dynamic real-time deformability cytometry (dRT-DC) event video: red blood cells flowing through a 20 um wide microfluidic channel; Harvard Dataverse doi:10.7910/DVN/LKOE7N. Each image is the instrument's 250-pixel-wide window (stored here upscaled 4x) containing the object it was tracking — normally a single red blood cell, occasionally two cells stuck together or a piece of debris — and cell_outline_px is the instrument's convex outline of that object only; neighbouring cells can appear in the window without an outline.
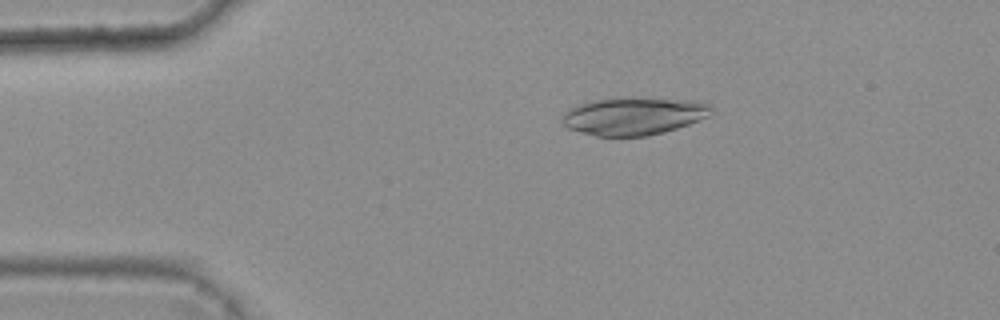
{"species": "common noctule bat (a hibernating species)", "species_latin": "Nyctalus noctula", "temperature_condition": "warm", "stored_images_in_passage": 5, "camera_frame_rate_fps": 3000, "um_per_image_px": 0.085, "animal": {"sex": "female", "body_mass_g": 25.1}, "frame": {"image": 1, "passage_image": 3, "time_ms": 0.667, "image_size_px": [1000, 320], "cell_outline_px": [[712, 108], [708, 116], [700, 120], [664, 132], [644, 136], [596, 136], [580, 132], [568, 128], [560, 120], [564, 112], [568, 108], [592, 100], [692, 100], [712, 104]], "centroid_in_image_um": [53.83, 9.91], "position_along_channel_um": 31.2, "area_um2": 31.73}}
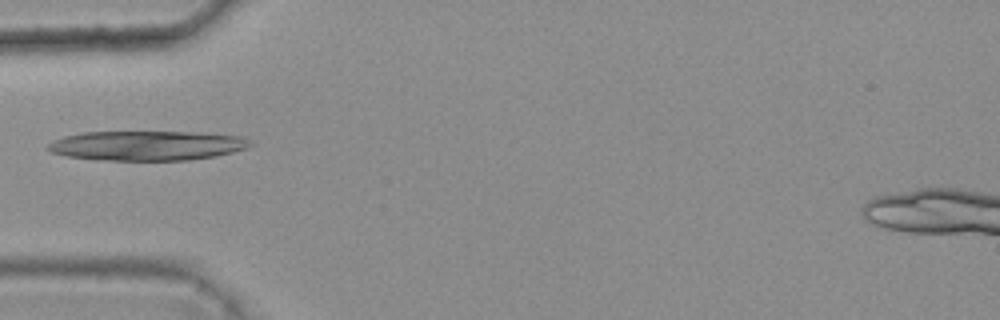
{"frame": {"image": 2, "passage_image": 5, "time_ms": 1.333, "image_size_px": [1000, 320], "cell_outline_px": [[252, 144], [248, 148], [216, 156], [188, 160], [104, 160], [68, 156], [52, 152], [44, 148], [52, 140], [64, 136], [84, 132], [208, 132], [240, 136], [248, 140]], "centroid_in_image_um": [12.5, 12.37], "position_along_channel_um": 72.5, "area_um2": 35.03}}